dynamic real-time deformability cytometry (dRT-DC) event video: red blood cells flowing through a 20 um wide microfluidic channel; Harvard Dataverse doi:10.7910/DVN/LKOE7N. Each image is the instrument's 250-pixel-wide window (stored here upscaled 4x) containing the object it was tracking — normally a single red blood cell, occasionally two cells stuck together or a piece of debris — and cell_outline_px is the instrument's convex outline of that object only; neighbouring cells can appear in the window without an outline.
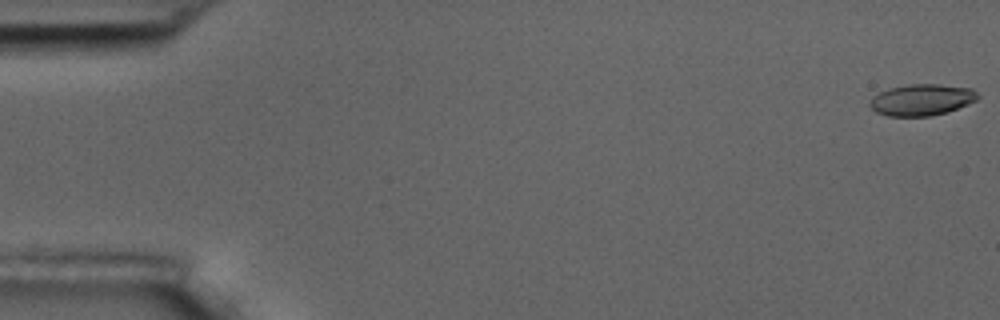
{"species": "common noctule bat (a hibernating species)", "species_latin": "Nyctalus noctula", "temperature_condition": "room temperature", "stored_images_in_passage": 6, "camera_frame_rate_fps": 3000, "um_per_image_px": 0.085, "animal": {"sex": "male", "body_mass_g": 17.5, "forearm_length_mm": 52.3}, "frame": {"image": 1, "passage_image": 1, "time_ms": 0.0, "image_size_px": [1000, 320], "cell_outline_px": [[980, 96], [976, 100], [968, 104], [948, 112], [928, 116], [888, 116], [876, 112], [868, 104], [872, 96], [888, 88], [908, 84], [936, 84], [972, 88]], "centroid_in_image_um": [78.33, 8.48], "position_along_channel_um": 6.7, "area_um2": 19.83}}